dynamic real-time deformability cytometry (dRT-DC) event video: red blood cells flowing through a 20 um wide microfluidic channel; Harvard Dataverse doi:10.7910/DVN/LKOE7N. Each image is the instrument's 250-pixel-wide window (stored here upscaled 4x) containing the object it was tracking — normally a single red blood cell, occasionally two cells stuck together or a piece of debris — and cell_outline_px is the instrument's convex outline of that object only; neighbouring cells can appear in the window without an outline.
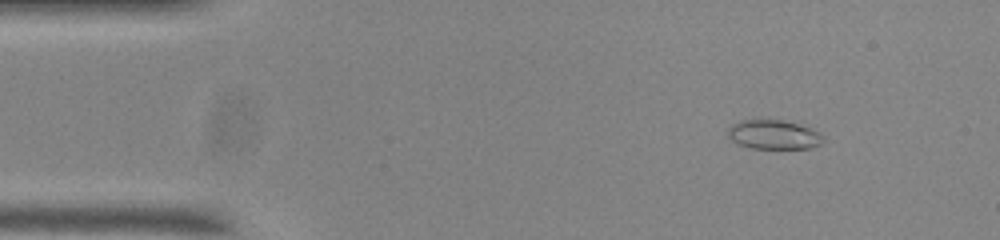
{"species": "common noctule bat (a hibernating species)", "species_latin": "Nyctalus noctula", "temperature_condition": "room temperature", "stored_images_in_passage": 50, "camera_frame_rate_fps": 3000, "um_per_image_px": 0.085, "animal": {"sex": "male", "body_mass_g": 20.0, "forearm_length_mm": 53.3}, "frame": {"image": 1, "passage_image": 2, "time_ms": 0.333, "image_size_px": [1000, 240], "cell_outline_px": [[824, 140], [820, 144], [812, 148], [752, 148], [736, 144], [728, 136], [728, 128], [732, 124], [740, 120], [780, 120], [796, 124], [820, 132], [824, 136]], "centroid_in_image_um": [65.75, 11.45], "position_along_channel_um": 19.3, "area_um2": 16.13}}
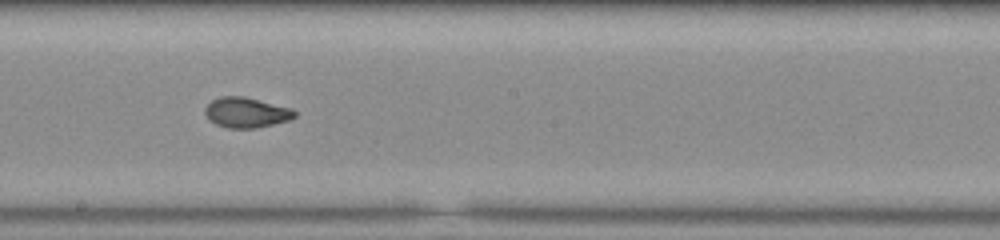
{"frame": {"image": 2, "passage_image": 25, "time_ms": 8.0, "image_size_px": [1000, 240], "cell_outline_px": [[296, 116], [288, 120], [256, 128], [228, 128], [216, 124], [208, 120], [204, 112], [204, 108], [212, 100], [220, 96], [244, 96], [292, 108], [296, 112]], "centroid_in_image_um": [20.91, 9.56], "position_along_channel_um": 227.3, "area_um2": 15.84}}
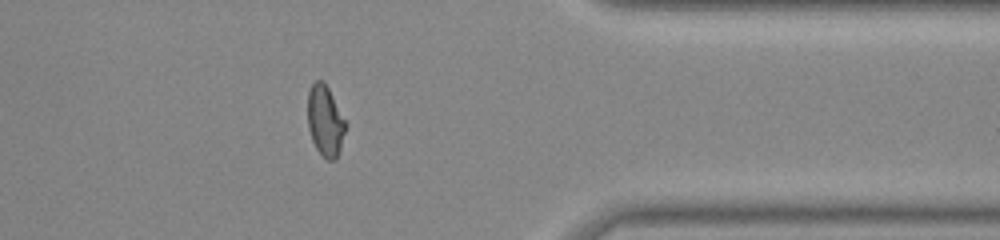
{"frame": {"image": 3, "passage_image": 39, "time_ms": 12.667, "image_size_px": [1000, 240], "cell_outline_px": [[348, 124], [336, 160], [328, 160], [316, 148], [312, 140], [308, 128], [308, 92], [312, 84], [316, 80], [324, 80]], "centroid_in_image_um": [27.66, 10.25], "position_along_channel_um": 383.7, "area_um2": 15.72}, "authors_computed_cell_mechanics": {"area_um2": 16.1262, "velocity_mm_per_s": 3.7445, "shape_relaxation_time_tau1_ms": null, "shape_relaxation_time_tau2_ms": 1.0296, "deformation_change_tau1": null, "deformation_change_tau2": 0.0564}}